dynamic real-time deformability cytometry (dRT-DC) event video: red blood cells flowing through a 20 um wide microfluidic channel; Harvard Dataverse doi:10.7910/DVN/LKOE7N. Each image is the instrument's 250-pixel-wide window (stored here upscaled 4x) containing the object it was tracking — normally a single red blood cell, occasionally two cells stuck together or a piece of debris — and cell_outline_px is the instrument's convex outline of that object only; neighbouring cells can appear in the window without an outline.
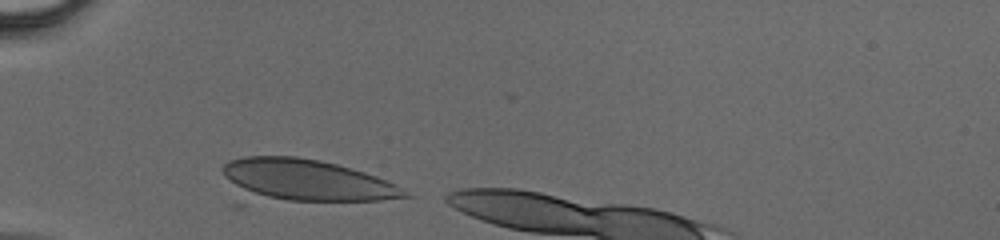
{"species": "human", "species_latin": "Homo sapiens", "temperature_condition": "cold", "stored_images_in_passage": 22, "camera_frame_rate_fps": 3000, "um_per_image_px": 0.085, "donor": {"sex": "male"}, "frame": {"image": 1, "passage_image": 1, "time_ms": 0.0, "image_size_px": [1000, 240], "cell_outline_px": [[416, 196], [380, 200], [288, 200], [244, 192], [224, 176], [220, 168], [228, 160], [244, 156], [296, 156], [320, 160], [352, 168], [376, 176]], "centroid_in_image_um": [26.06, 15.28], "position_along_channel_um": 58.9, "area_um2": 43.06}}
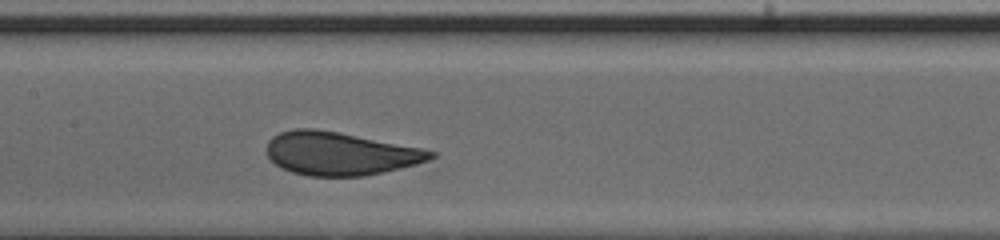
{"frame": {"image": 2, "passage_image": 10, "time_ms": 3.0, "image_size_px": [1000, 240], "cell_outline_px": [[436, 156], [428, 160], [416, 164], [384, 172], [364, 176], [308, 176], [292, 172], [280, 168], [268, 156], [268, 140], [272, 136], [280, 132], [296, 128], [316, 128], [340, 132], [424, 148], [436, 152]], "centroid_in_image_um": [28.92, 13.04], "position_along_channel_um": 178.5, "area_um2": 41.5}}
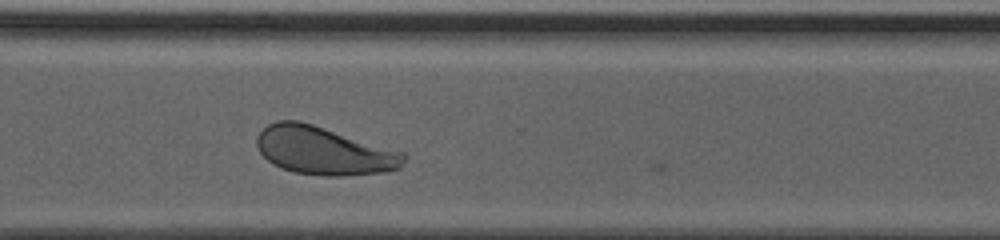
{"frame": {"image": 3, "passage_image": 21, "time_ms": 6.667, "image_size_px": [1000, 240], "cell_outline_px": [[408, 156], [400, 168], [384, 172], [340, 176], [324, 176], [296, 172], [272, 164], [260, 152], [256, 144], [256, 136], [268, 124], [276, 120], [300, 120], [404, 152]], "centroid_in_image_um": [27.53, 12.8], "position_along_channel_um": 343.1, "area_um2": 41.21}}